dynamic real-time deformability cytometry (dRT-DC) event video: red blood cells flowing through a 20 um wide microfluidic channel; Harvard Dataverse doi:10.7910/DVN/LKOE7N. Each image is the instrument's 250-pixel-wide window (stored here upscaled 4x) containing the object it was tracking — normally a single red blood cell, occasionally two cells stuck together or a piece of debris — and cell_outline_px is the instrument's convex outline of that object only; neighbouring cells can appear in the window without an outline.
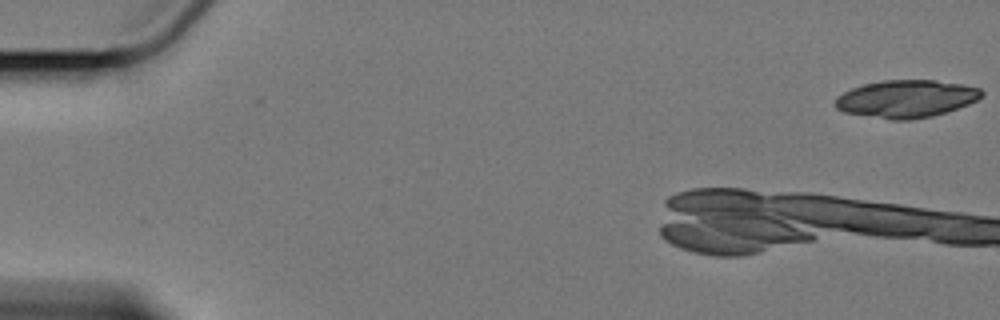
{"species": "Egyptian fruit bat (a non-hibernating species)", "species_latin": "Rousettus aegyptiacus", "temperature_condition": "cold", "stored_images_in_passage": 11, "camera_frame_rate_fps": 3000, "um_per_image_px": 0.085, "animal": {"sex": "female"}, "frame": {"image": 1, "passage_image": 1, "time_ms": 0.0, "image_size_px": [1000, 320], "cell_outline_px": [[984, 92], [976, 100], [968, 104], [932, 116], [908, 120], [892, 120], [844, 112], [836, 108], [836, 96], [852, 88], [864, 84], [884, 80], [936, 80], [964, 84], [980, 88]], "centroid_in_image_um": [77.03, 8.39], "position_along_channel_um": 8.0, "area_um2": 31.85}}